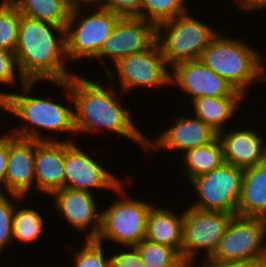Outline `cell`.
<instances>
[{"label":"cell","mask_w":266,"mask_h":267,"mask_svg":"<svg viewBox=\"0 0 266 267\" xmlns=\"http://www.w3.org/2000/svg\"><path fill=\"white\" fill-rule=\"evenodd\" d=\"M146 267H189L173 248L144 239L134 246Z\"/></svg>","instance_id":"obj_26"},{"label":"cell","mask_w":266,"mask_h":267,"mask_svg":"<svg viewBox=\"0 0 266 267\" xmlns=\"http://www.w3.org/2000/svg\"><path fill=\"white\" fill-rule=\"evenodd\" d=\"M129 179H124L118 188L113 192L118 198L111 201L103 210L101 216V229L95 239L103 244L107 240L115 246L127 247L136 246L146 236L147 217L154 202L141 200L128 196L127 186ZM126 183V185H125ZM127 192H126V191Z\"/></svg>","instance_id":"obj_5"},{"label":"cell","mask_w":266,"mask_h":267,"mask_svg":"<svg viewBox=\"0 0 266 267\" xmlns=\"http://www.w3.org/2000/svg\"><path fill=\"white\" fill-rule=\"evenodd\" d=\"M190 116L182 113L177 117H171L169 126L165 127L156 138L147 136L145 151L147 153L153 150L176 151L181 155L187 150L209 144L218 137V132L211 126L193 116V113Z\"/></svg>","instance_id":"obj_14"},{"label":"cell","mask_w":266,"mask_h":267,"mask_svg":"<svg viewBox=\"0 0 266 267\" xmlns=\"http://www.w3.org/2000/svg\"><path fill=\"white\" fill-rule=\"evenodd\" d=\"M34 160L35 140L16 138L9 145L5 193L22 198L35 194Z\"/></svg>","instance_id":"obj_17"},{"label":"cell","mask_w":266,"mask_h":267,"mask_svg":"<svg viewBox=\"0 0 266 267\" xmlns=\"http://www.w3.org/2000/svg\"><path fill=\"white\" fill-rule=\"evenodd\" d=\"M265 161H266V140H265Z\"/></svg>","instance_id":"obj_41"},{"label":"cell","mask_w":266,"mask_h":267,"mask_svg":"<svg viewBox=\"0 0 266 267\" xmlns=\"http://www.w3.org/2000/svg\"><path fill=\"white\" fill-rule=\"evenodd\" d=\"M244 100H247L245 96L200 97L191 102V108L195 117L203 120L219 133L225 130V127L229 128L227 125L231 124L228 121H235L234 117L240 108L239 105Z\"/></svg>","instance_id":"obj_22"},{"label":"cell","mask_w":266,"mask_h":267,"mask_svg":"<svg viewBox=\"0 0 266 267\" xmlns=\"http://www.w3.org/2000/svg\"><path fill=\"white\" fill-rule=\"evenodd\" d=\"M122 248L118 251L115 250V254L110 255L111 267H146L143 264L138 250L134 246Z\"/></svg>","instance_id":"obj_33"},{"label":"cell","mask_w":266,"mask_h":267,"mask_svg":"<svg viewBox=\"0 0 266 267\" xmlns=\"http://www.w3.org/2000/svg\"><path fill=\"white\" fill-rule=\"evenodd\" d=\"M244 169L229 163L209 173L193 178L189 184L196 192L192 208L205 211H219L237 215Z\"/></svg>","instance_id":"obj_11"},{"label":"cell","mask_w":266,"mask_h":267,"mask_svg":"<svg viewBox=\"0 0 266 267\" xmlns=\"http://www.w3.org/2000/svg\"><path fill=\"white\" fill-rule=\"evenodd\" d=\"M200 267H265L264 261L243 263V264H228L220 266H200Z\"/></svg>","instance_id":"obj_37"},{"label":"cell","mask_w":266,"mask_h":267,"mask_svg":"<svg viewBox=\"0 0 266 267\" xmlns=\"http://www.w3.org/2000/svg\"><path fill=\"white\" fill-rule=\"evenodd\" d=\"M156 42L157 27L153 23L138 17H121L94 60H98L106 72L110 68L106 66L108 58L114 65L123 57L147 51Z\"/></svg>","instance_id":"obj_13"},{"label":"cell","mask_w":266,"mask_h":267,"mask_svg":"<svg viewBox=\"0 0 266 267\" xmlns=\"http://www.w3.org/2000/svg\"><path fill=\"white\" fill-rule=\"evenodd\" d=\"M35 192L51 196L64 188V141H35Z\"/></svg>","instance_id":"obj_19"},{"label":"cell","mask_w":266,"mask_h":267,"mask_svg":"<svg viewBox=\"0 0 266 267\" xmlns=\"http://www.w3.org/2000/svg\"><path fill=\"white\" fill-rule=\"evenodd\" d=\"M83 246L72 252L73 267H111L110 254H106L105 245L96 240L83 241ZM104 245V247H103ZM74 264V265H73Z\"/></svg>","instance_id":"obj_29"},{"label":"cell","mask_w":266,"mask_h":267,"mask_svg":"<svg viewBox=\"0 0 266 267\" xmlns=\"http://www.w3.org/2000/svg\"><path fill=\"white\" fill-rule=\"evenodd\" d=\"M114 69V70H113ZM104 74L107 82L118 79L121 93L125 95L135 88L160 89L170 86L171 68L166 63L161 49L156 42L150 49L119 59L113 68ZM123 91V92H122ZM126 93V94H125Z\"/></svg>","instance_id":"obj_10"},{"label":"cell","mask_w":266,"mask_h":267,"mask_svg":"<svg viewBox=\"0 0 266 267\" xmlns=\"http://www.w3.org/2000/svg\"><path fill=\"white\" fill-rule=\"evenodd\" d=\"M5 135L0 139V193H5V178L9 145L17 138L14 134L5 130Z\"/></svg>","instance_id":"obj_34"},{"label":"cell","mask_w":266,"mask_h":267,"mask_svg":"<svg viewBox=\"0 0 266 267\" xmlns=\"http://www.w3.org/2000/svg\"><path fill=\"white\" fill-rule=\"evenodd\" d=\"M51 265H48V266H40V267H50ZM20 267H27L26 265L25 266H20ZM29 267H30V265H29ZM32 267V266H31ZM33 267H36V266H33ZM53 267V266H52ZM54 267H56V266H54Z\"/></svg>","instance_id":"obj_40"},{"label":"cell","mask_w":266,"mask_h":267,"mask_svg":"<svg viewBox=\"0 0 266 267\" xmlns=\"http://www.w3.org/2000/svg\"><path fill=\"white\" fill-rule=\"evenodd\" d=\"M20 15L66 28L71 10L65 0H11Z\"/></svg>","instance_id":"obj_24"},{"label":"cell","mask_w":266,"mask_h":267,"mask_svg":"<svg viewBox=\"0 0 266 267\" xmlns=\"http://www.w3.org/2000/svg\"><path fill=\"white\" fill-rule=\"evenodd\" d=\"M243 126L220 131L218 138L223 145L224 162L246 169L265 161L266 139L255 129Z\"/></svg>","instance_id":"obj_18"},{"label":"cell","mask_w":266,"mask_h":267,"mask_svg":"<svg viewBox=\"0 0 266 267\" xmlns=\"http://www.w3.org/2000/svg\"><path fill=\"white\" fill-rule=\"evenodd\" d=\"M73 139L64 141V187L92 194L94 189L97 193L100 190L114 192L123 179L105 169L99 159H94V154L86 152Z\"/></svg>","instance_id":"obj_12"},{"label":"cell","mask_w":266,"mask_h":267,"mask_svg":"<svg viewBox=\"0 0 266 267\" xmlns=\"http://www.w3.org/2000/svg\"><path fill=\"white\" fill-rule=\"evenodd\" d=\"M183 176L188 182L193 178L209 173L224 162L223 145L217 137L213 142L187 150L181 154Z\"/></svg>","instance_id":"obj_23"},{"label":"cell","mask_w":266,"mask_h":267,"mask_svg":"<svg viewBox=\"0 0 266 267\" xmlns=\"http://www.w3.org/2000/svg\"><path fill=\"white\" fill-rule=\"evenodd\" d=\"M0 1V48L15 52L21 15L11 0Z\"/></svg>","instance_id":"obj_28"},{"label":"cell","mask_w":266,"mask_h":267,"mask_svg":"<svg viewBox=\"0 0 266 267\" xmlns=\"http://www.w3.org/2000/svg\"><path fill=\"white\" fill-rule=\"evenodd\" d=\"M187 0H142L141 19L156 27L163 22L189 12Z\"/></svg>","instance_id":"obj_27"},{"label":"cell","mask_w":266,"mask_h":267,"mask_svg":"<svg viewBox=\"0 0 266 267\" xmlns=\"http://www.w3.org/2000/svg\"><path fill=\"white\" fill-rule=\"evenodd\" d=\"M19 204V205H18ZM16 203L13 213L12 221V239L16 243H25V246L37 242L41 239L42 233L46 231L45 221L40 213V210L33 209L27 206L25 207L22 203ZM22 208L21 207V205ZM25 207V208H24ZM27 244V245H26Z\"/></svg>","instance_id":"obj_25"},{"label":"cell","mask_w":266,"mask_h":267,"mask_svg":"<svg viewBox=\"0 0 266 267\" xmlns=\"http://www.w3.org/2000/svg\"><path fill=\"white\" fill-rule=\"evenodd\" d=\"M225 35L220 31L202 52L199 61L247 98L258 81L265 82V55L252 43L247 44L248 40Z\"/></svg>","instance_id":"obj_4"},{"label":"cell","mask_w":266,"mask_h":267,"mask_svg":"<svg viewBox=\"0 0 266 267\" xmlns=\"http://www.w3.org/2000/svg\"><path fill=\"white\" fill-rule=\"evenodd\" d=\"M120 18L102 7L71 10L66 26L68 62L94 59Z\"/></svg>","instance_id":"obj_8"},{"label":"cell","mask_w":266,"mask_h":267,"mask_svg":"<svg viewBox=\"0 0 266 267\" xmlns=\"http://www.w3.org/2000/svg\"><path fill=\"white\" fill-rule=\"evenodd\" d=\"M99 81L77 73L67 81L49 83L61 88L67 101L73 104L77 137L80 134L94 136L93 134H99L102 130H108L109 134L115 133L119 137L137 142L145 152L147 136L133 121L131 108L122 105L120 92L114 87L115 83L111 85L109 82L105 85L102 80Z\"/></svg>","instance_id":"obj_1"},{"label":"cell","mask_w":266,"mask_h":267,"mask_svg":"<svg viewBox=\"0 0 266 267\" xmlns=\"http://www.w3.org/2000/svg\"><path fill=\"white\" fill-rule=\"evenodd\" d=\"M70 10L81 9V8H99L102 6V0H65Z\"/></svg>","instance_id":"obj_36"},{"label":"cell","mask_w":266,"mask_h":267,"mask_svg":"<svg viewBox=\"0 0 266 267\" xmlns=\"http://www.w3.org/2000/svg\"><path fill=\"white\" fill-rule=\"evenodd\" d=\"M15 57L26 82L67 81L78 73L67 68L66 28L21 15Z\"/></svg>","instance_id":"obj_2"},{"label":"cell","mask_w":266,"mask_h":267,"mask_svg":"<svg viewBox=\"0 0 266 267\" xmlns=\"http://www.w3.org/2000/svg\"><path fill=\"white\" fill-rule=\"evenodd\" d=\"M190 12L157 26V43L170 68L181 62L199 60L202 52L219 34V30Z\"/></svg>","instance_id":"obj_6"},{"label":"cell","mask_w":266,"mask_h":267,"mask_svg":"<svg viewBox=\"0 0 266 267\" xmlns=\"http://www.w3.org/2000/svg\"><path fill=\"white\" fill-rule=\"evenodd\" d=\"M177 212L154 203L147 217L145 239L171 247L182 257L183 212Z\"/></svg>","instance_id":"obj_20"},{"label":"cell","mask_w":266,"mask_h":267,"mask_svg":"<svg viewBox=\"0 0 266 267\" xmlns=\"http://www.w3.org/2000/svg\"><path fill=\"white\" fill-rule=\"evenodd\" d=\"M50 197L53 198L60 218L80 233L85 232V240H95L98 237L102 208L99 207L95 194L64 187Z\"/></svg>","instance_id":"obj_15"},{"label":"cell","mask_w":266,"mask_h":267,"mask_svg":"<svg viewBox=\"0 0 266 267\" xmlns=\"http://www.w3.org/2000/svg\"><path fill=\"white\" fill-rule=\"evenodd\" d=\"M39 82H25L20 86L21 93L8 92L4 98L7 112L19 119V126H9L7 129L17 138L35 141H65L61 136L63 132L71 137L75 136L74 106H67L57 102L54 98H43L34 95ZM32 94V95H31ZM11 128V129H10ZM43 130V131H42ZM45 131L46 136L42 134ZM48 132V133H47ZM50 132V134H49ZM54 136H53V134ZM69 133V134H68ZM44 135V136H43ZM51 135V136H50ZM58 138H56V136Z\"/></svg>","instance_id":"obj_3"},{"label":"cell","mask_w":266,"mask_h":267,"mask_svg":"<svg viewBox=\"0 0 266 267\" xmlns=\"http://www.w3.org/2000/svg\"><path fill=\"white\" fill-rule=\"evenodd\" d=\"M233 216L234 214L185 206L183 209L182 258L189 267H200L211 257ZM199 256H202L201 261L197 260H200Z\"/></svg>","instance_id":"obj_9"},{"label":"cell","mask_w":266,"mask_h":267,"mask_svg":"<svg viewBox=\"0 0 266 267\" xmlns=\"http://www.w3.org/2000/svg\"><path fill=\"white\" fill-rule=\"evenodd\" d=\"M3 110V111H2ZM0 119L2 120L3 118H2V115H4L5 113L7 114L8 112H7V108H6V105H5V103L3 102L1 105H0ZM2 125H0V127H1ZM0 139L3 137V136H1V135H5V133L2 131V130H0Z\"/></svg>","instance_id":"obj_38"},{"label":"cell","mask_w":266,"mask_h":267,"mask_svg":"<svg viewBox=\"0 0 266 267\" xmlns=\"http://www.w3.org/2000/svg\"><path fill=\"white\" fill-rule=\"evenodd\" d=\"M237 215L266 219V161L244 169Z\"/></svg>","instance_id":"obj_21"},{"label":"cell","mask_w":266,"mask_h":267,"mask_svg":"<svg viewBox=\"0 0 266 267\" xmlns=\"http://www.w3.org/2000/svg\"><path fill=\"white\" fill-rule=\"evenodd\" d=\"M26 198L17 195L0 193V253L5 251L13 242L12 239V221L15 204L22 202ZM9 245V246H8Z\"/></svg>","instance_id":"obj_30"},{"label":"cell","mask_w":266,"mask_h":267,"mask_svg":"<svg viewBox=\"0 0 266 267\" xmlns=\"http://www.w3.org/2000/svg\"><path fill=\"white\" fill-rule=\"evenodd\" d=\"M101 7L120 17L141 18L142 0H102Z\"/></svg>","instance_id":"obj_32"},{"label":"cell","mask_w":266,"mask_h":267,"mask_svg":"<svg viewBox=\"0 0 266 267\" xmlns=\"http://www.w3.org/2000/svg\"><path fill=\"white\" fill-rule=\"evenodd\" d=\"M266 219L234 215L217 249L202 266H220L264 261Z\"/></svg>","instance_id":"obj_7"},{"label":"cell","mask_w":266,"mask_h":267,"mask_svg":"<svg viewBox=\"0 0 266 267\" xmlns=\"http://www.w3.org/2000/svg\"><path fill=\"white\" fill-rule=\"evenodd\" d=\"M8 95V92L0 90V105L4 102V98Z\"/></svg>","instance_id":"obj_39"},{"label":"cell","mask_w":266,"mask_h":267,"mask_svg":"<svg viewBox=\"0 0 266 267\" xmlns=\"http://www.w3.org/2000/svg\"><path fill=\"white\" fill-rule=\"evenodd\" d=\"M240 9L245 13L263 12L266 10V0H233Z\"/></svg>","instance_id":"obj_35"},{"label":"cell","mask_w":266,"mask_h":267,"mask_svg":"<svg viewBox=\"0 0 266 267\" xmlns=\"http://www.w3.org/2000/svg\"><path fill=\"white\" fill-rule=\"evenodd\" d=\"M25 79L21 76L17 66L15 53L0 48V85L8 86L10 89L17 86V83L22 86Z\"/></svg>","instance_id":"obj_31"},{"label":"cell","mask_w":266,"mask_h":267,"mask_svg":"<svg viewBox=\"0 0 266 267\" xmlns=\"http://www.w3.org/2000/svg\"><path fill=\"white\" fill-rule=\"evenodd\" d=\"M170 86L187 94L189 104L200 97L243 96L224 78L199 60L181 62L171 68Z\"/></svg>","instance_id":"obj_16"}]
</instances>
